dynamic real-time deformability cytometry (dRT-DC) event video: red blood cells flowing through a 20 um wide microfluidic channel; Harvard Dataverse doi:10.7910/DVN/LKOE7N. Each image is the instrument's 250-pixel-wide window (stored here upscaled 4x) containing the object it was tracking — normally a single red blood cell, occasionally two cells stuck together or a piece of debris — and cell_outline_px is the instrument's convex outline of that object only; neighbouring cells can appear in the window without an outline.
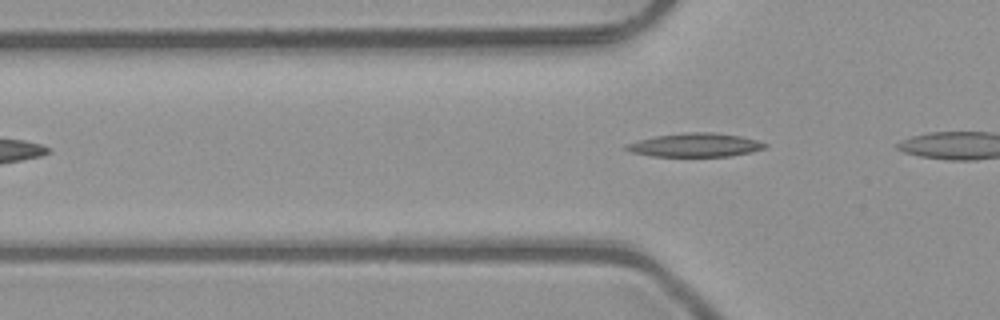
{"species": "common noctule bat (a hibernating species)", "species_latin": "Nyctalus noctula", "temperature_condition": "room temperature", "stored_images_in_passage": 3, "camera_frame_rate_fps": 3000, "um_per_image_px": 0.085, "animal": {"sex": "male", "body_mass_g": 23.1, "forearm_length_mm": 52.7}, "frame": {"image": 1, "passage_image": 3, "time_ms": 0.667, "image_size_px": [1000, 320], "cell_outline_px": [[768, 148], [752, 152], [732, 156], [652, 156], [628, 152], [624, 148], [624, 144], [656, 136], [688, 132], [712, 132], [740, 136], [756, 140], [768, 144]], "centroid_in_image_um": [59.1, 12.33], "position_along_channel_um": 66.7, "area_um2": 19.19}}